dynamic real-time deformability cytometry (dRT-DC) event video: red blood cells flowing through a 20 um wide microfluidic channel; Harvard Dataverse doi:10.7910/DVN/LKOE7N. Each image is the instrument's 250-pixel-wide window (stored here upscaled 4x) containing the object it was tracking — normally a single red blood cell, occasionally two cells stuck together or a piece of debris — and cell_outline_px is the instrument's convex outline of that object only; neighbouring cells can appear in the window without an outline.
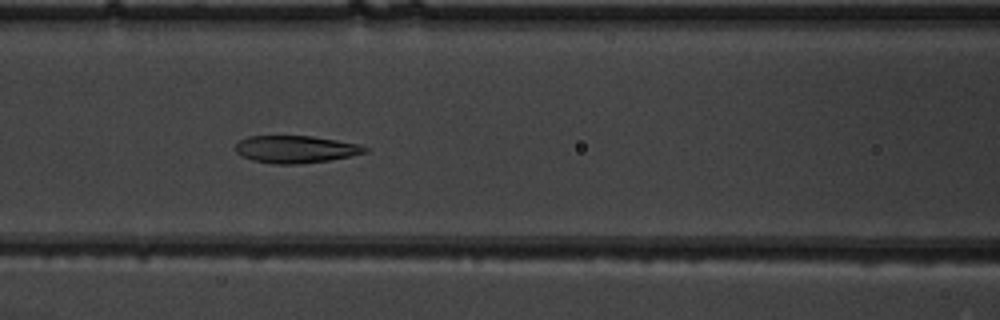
{"species": "common noctule bat (a hibernating species)", "species_latin": "Nyctalus noctula", "temperature_condition": "warm", "stored_images_in_passage": 44, "camera_frame_rate_fps": 3000, "um_per_image_px": 0.085, "animal": {"sex": "male", "body_mass_g": 19.5, "forearm_length_mm": 54.6}, "frame": {"image": 1, "passage_image": 24, "time_ms": 7.667, "image_size_px": [1000, 320], "cell_outline_px": [[368, 152], [328, 160], [300, 164], [272, 164], [252, 160], [236, 152], [236, 144], [240, 140], [248, 136], [312, 136], [360, 144], [368, 148]], "centroid_in_image_um": [25.13, 12.68], "position_along_channel_um": 141.5, "area_um2": 20.52}}
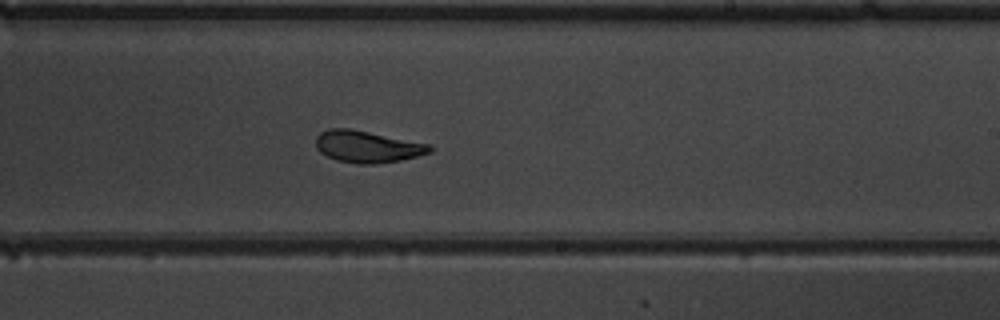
{"frame": {"image": 2, "passage_image": 33, "time_ms": 10.667, "image_size_px": [1000, 320], "cell_outline_px": [[432, 152], [400, 160], [376, 164], [356, 164], [336, 160], [320, 152], [316, 148], [316, 136], [320, 132], [328, 128], [352, 128], [432, 144]], "centroid_in_image_um": [31.23, 12.45], "position_along_channel_um": 257.8, "area_um2": 21.44}}
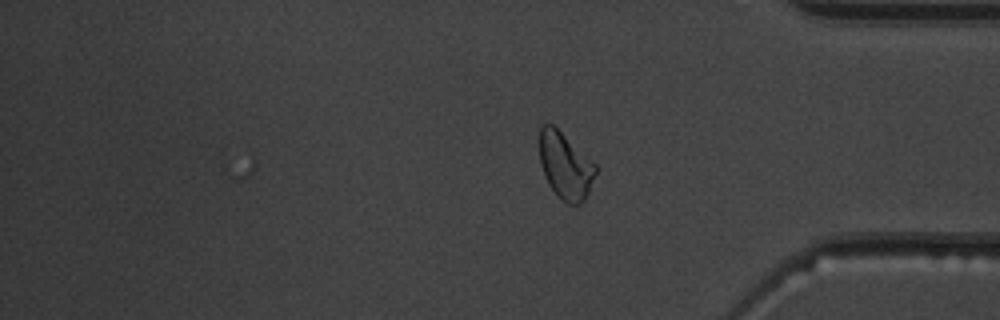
{"frame": {"image": 3, "passage_image": 44, "time_ms": 14.333, "image_size_px": [1000, 320], "cell_outline_px": [[596, 172], [588, 192], [584, 200], [576, 208], [560, 200], [548, 184], [544, 176], [540, 164], [540, 128], [544, 124], [552, 124], [596, 164]], "centroid_in_image_um": [48.04, 14.14], "position_along_channel_um": 387.2, "area_um2": 21.73}, "authors_computed_cell_mechanics": {"area_um2": 21.6172, "velocity_mm_per_s": 3.8819, "shape_relaxation_time_tau1_ms": 5.8442, "shape_relaxation_time_tau2_ms": 1.7077, "deformation_change_tau1": 0.1497, "deformation_change_tau2": 0.0835}}